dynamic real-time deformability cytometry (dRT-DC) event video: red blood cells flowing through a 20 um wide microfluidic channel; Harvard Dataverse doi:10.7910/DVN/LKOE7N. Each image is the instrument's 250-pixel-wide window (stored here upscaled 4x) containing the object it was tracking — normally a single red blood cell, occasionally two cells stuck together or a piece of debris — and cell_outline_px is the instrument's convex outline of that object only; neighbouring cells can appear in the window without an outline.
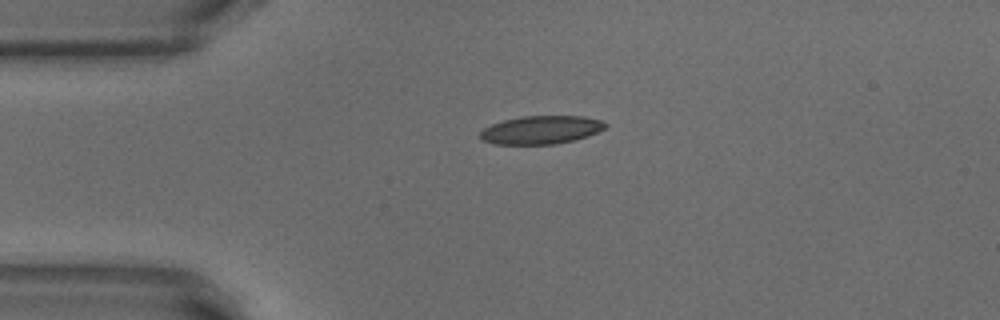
{"species": "common noctule bat (a hibernating species)", "species_latin": "Nyctalus noctula", "temperature_condition": "warm", "stored_images_in_passage": 41, "camera_frame_rate_fps": 3000, "um_per_image_px": 0.085, "animal": {"sex": "male", "body_mass_g": 18.8}, "frame": {"image": 1, "passage_image": 1, "time_ms": 0.0, "image_size_px": [1000, 320], "cell_outline_px": [[608, 124], [604, 128], [588, 136], [556, 144], [496, 144], [480, 140], [480, 132], [484, 128], [492, 124], [504, 120], [520, 116], [584, 116], [604, 120]], "centroid_in_image_um": [46.0, 11.03], "position_along_channel_um": 39.0, "area_um2": 20.63}}
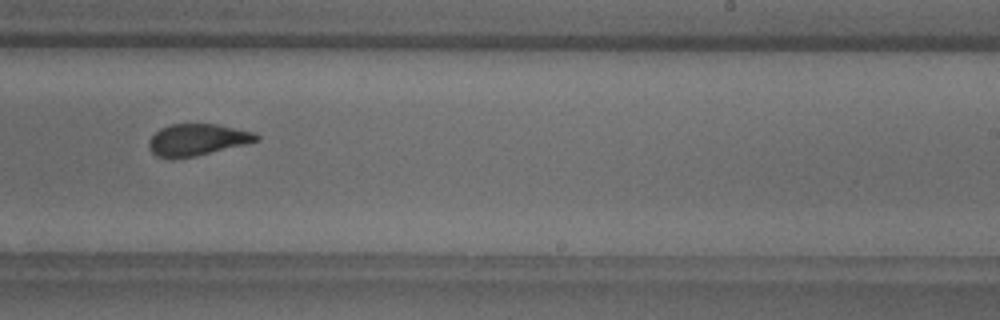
{"frame": {"image": 2, "passage_image": 21, "time_ms": 6.667, "image_size_px": [1000, 320], "cell_outline_px": [[260, 140], [196, 156], [172, 160], [156, 156], [148, 148], [148, 140], [160, 128], [168, 124], [216, 124], [252, 132], [260, 136]], "centroid_in_image_um": [16.69, 11.89], "position_along_channel_um": 272.3, "area_um2": 19.94}}
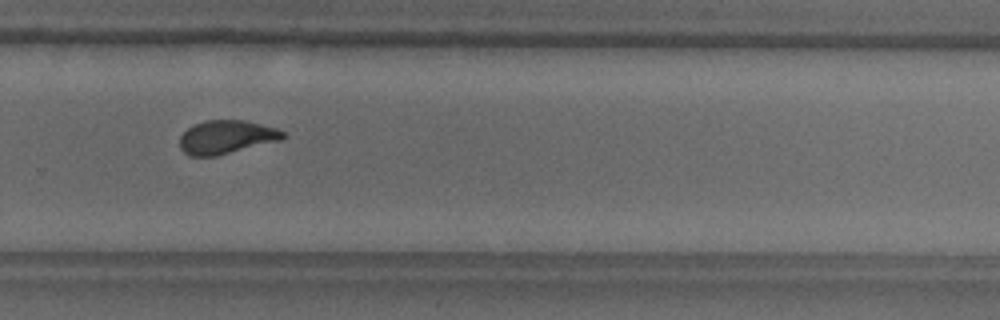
{"frame": {"image": 3, "passage_image": 24, "time_ms": 7.667, "image_size_px": [1000, 320], "cell_outline_px": [[288, 136], [280, 140], [216, 156], [188, 156], [180, 148], [180, 136], [192, 124], [204, 120], [244, 120], [276, 128], [284, 132]], "centroid_in_image_um": [19.22, 11.65], "position_along_channel_um": 310.6, "area_um2": 20.17}, "authors_computed_cell_mechanics": {"area_um2": 20.3456, "velocity_mm_per_s": 3.8531, "shape_relaxation_time_tau1_ms": 4.3353, "shape_relaxation_time_tau2_ms": 1.5876, "deformation_change_tau1": 0.1677, "deformation_change_tau2": 0.0837}}